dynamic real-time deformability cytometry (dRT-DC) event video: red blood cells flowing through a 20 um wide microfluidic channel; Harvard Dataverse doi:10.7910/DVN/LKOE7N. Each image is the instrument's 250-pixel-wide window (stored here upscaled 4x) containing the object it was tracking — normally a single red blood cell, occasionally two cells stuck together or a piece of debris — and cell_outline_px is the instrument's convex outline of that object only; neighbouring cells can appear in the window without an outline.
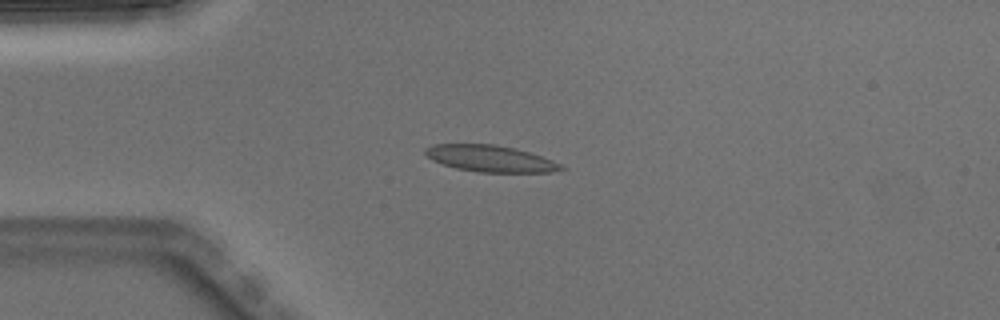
{"species": "Egyptian fruit bat (a non-hibernating species)", "species_latin": "Rousettus aegyptiacus", "temperature_condition": "warm", "stored_images_in_passage": 4, "camera_frame_rate_fps": 3000, "um_per_image_px": 0.085, "animal": {"sex": "male"}, "frame": {"image": 1, "passage_image": 2, "time_ms": 0.333, "image_size_px": [1000, 320], "cell_outline_px": [[568, 168], [552, 172], [480, 172], [456, 168], [432, 160], [424, 152], [424, 148], [436, 144], [496, 144], [528, 152], [552, 160]], "centroid_in_image_um": [41.68, 13.48], "position_along_channel_um": 43.3, "area_um2": 20.75}}